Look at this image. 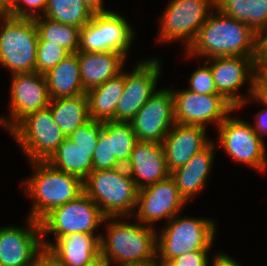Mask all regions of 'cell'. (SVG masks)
<instances>
[{
	"label": "cell",
	"mask_w": 267,
	"mask_h": 266,
	"mask_svg": "<svg viewBox=\"0 0 267 266\" xmlns=\"http://www.w3.org/2000/svg\"><path fill=\"white\" fill-rule=\"evenodd\" d=\"M200 28L186 56H256L257 33L244 22L230 18L215 8Z\"/></svg>",
	"instance_id": "cell-1"
},
{
	"label": "cell",
	"mask_w": 267,
	"mask_h": 266,
	"mask_svg": "<svg viewBox=\"0 0 267 266\" xmlns=\"http://www.w3.org/2000/svg\"><path fill=\"white\" fill-rule=\"evenodd\" d=\"M115 218L125 220L124 217H105L104 222L110 223L106 222V235L100 236V253L117 265L153 264L156 258V228Z\"/></svg>",
	"instance_id": "cell-2"
},
{
	"label": "cell",
	"mask_w": 267,
	"mask_h": 266,
	"mask_svg": "<svg viewBox=\"0 0 267 266\" xmlns=\"http://www.w3.org/2000/svg\"><path fill=\"white\" fill-rule=\"evenodd\" d=\"M35 171L23 183L33 205L28 216L40 221L52 209L74 200L84 192L83 181L74 175L59 171L47 162H30Z\"/></svg>",
	"instance_id": "cell-3"
},
{
	"label": "cell",
	"mask_w": 267,
	"mask_h": 266,
	"mask_svg": "<svg viewBox=\"0 0 267 266\" xmlns=\"http://www.w3.org/2000/svg\"><path fill=\"white\" fill-rule=\"evenodd\" d=\"M83 188L105 217H133L138 188L125 166L93 170L83 181Z\"/></svg>",
	"instance_id": "cell-4"
},
{
	"label": "cell",
	"mask_w": 267,
	"mask_h": 266,
	"mask_svg": "<svg viewBox=\"0 0 267 266\" xmlns=\"http://www.w3.org/2000/svg\"><path fill=\"white\" fill-rule=\"evenodd\" d=\"M0 25V64L12 75L36 72L39 35L34 19L1 15Z\"/></svg>",
	"instance_id": "cell-5"
},
{
	"label": "cell",
	"mask_w": 267,
	"mask_h": 266,
	"mask_svg": "<svg viewBox=\"0 0 267 266\" xmlns=\"http://www.w3.org/2000/svg\"><path fill=\"white\" fill-rule=\"evenodd\" d=\"M167 223L157 233L156 257H159L158 259L170 261L192 251L212 248L217 231L214 221L210 218L176 215Z\"/></svg>",
	"instance_id": "cell-6"
},
{
	"label": "cell",
	"mask_w": 267,
	"mask_h": 266,
	"mask_svg": "<svg viewBox=\"0 0 267 266\" xmlns=\"http://www.w3.org/2000/svg\"><path fill=\"white\" fill-rule=\"evenodd\" d=\"M9 133L29 162H46L66 138L49 108L29 113Z\"/></svg>",
	"instance_id": "cell-7"
},
{
	"label": "cell",
	"mask_w": 267,
	"mask_h": 266,
	"mask_svg": "<svg viewBox=\"0 0 267 266\" xmlns=\"http://www.w3.org/2000/svg\"><path fill=\"white\" fill-rule=\"evenodd\" d=\"M105 216L98 205L84 192L74 200L52 209L39 222L42 238L54 234L55 240L70 234H94Z\"/></svg>",
	"instance_id": "cell-8"
},
{
	"label": "cell",
	"mask_w": 267,
	"mask_h": 266,
	"mask_svg": "<svg viewBox=\"0 0 267 266\" xmlns=\"http://www.w3.org/2000/svg\"><path fill=\"white\" fill-rule=\"evenodd\" d=\"M215 8L216 0H171L159 20V40H183L187 50Z\"/></svg>",
	"instance_id": "cell-9"
},
{
	"label": "cell",
	"mask_w": 267,
	"mask_h": 266,
	"mask_svg": "<svg viewBox=\"0 0 267 266\" xmlns=\"http://www.w3.org/2000/svg\"><path fill=\"white\" fill-rule=\"evenodd\" d=\"M217 129L219 143L229 157L257 171L267 168L264 140L252 124L228 115Z\"/></svg>",
	"instance_id": "cell-10"
},
{
	"label": "cell",
	"mask_w": 267,
	"mask_h": 266,
	"mask_svg": "<svg viewBox=\"0 0 267 266\" xmlns=\"http://www.w3.org/2000/svg\"><path fill=\"white\" fill-rule=\"evenodd\" d=\"M161 63L157 58L141 60L134 70L125 72L123 94L117 103L114 121L131 122L137 112L157 92L156 84L161 74Z\"/></svg>",
	"instance_id": "cell-11"
},
{
	"label": "cell",
	"mask_w": 267,
	"mask_h": 266,
	"mask_svg": "<svg viewBox=\"0 0 267 266\" xmlns=\"http://www.w3.org/2000/svg\"><path fill=\"white\" fill-rule=\"evenodd\" d=\"M218 94L222 95L236 109L248 103L253 95L255 80V57L219 56L208 58ZM249 82L248 97L238 95L237 91Z\"/></svg>",
	"instance_id": "cell-12"
},
{
	"label": "cell",
	"mask_w": 267,
	"mask_h": 266,
	"mask_svg": "<svg viewBox=\"0 0 267 266\" xmlns=\"http://www.w3.org/2000/svg\"><path fill=\"white\" fill-rule=\"evenodd\" d=\"M186 201L179 194L173 178H167L138 189L136 210L133 216L143 225L153 227V223L165 219L170 221L179 215Z\"/></svg>",
	"instance_id": "cell-13"
},
{
	"label": "cell",
	"mask_w": 267,
	"mask_h": 266,
	"mask_svg": "<svg viewBox=\"0 0 267 266\" xmlns=\"http://www.w3.org/2000/svg\"><path fill=\"white\" fill-rule=\"evenodd\" d=\"M176 123L218 127L229 113L237 110L222 95L198 94L188 89L172 90Z\"/></svg>",
	"instance_id": "cell-14"
},
{
	"label": "cell",
	"mask_w": 267,
	"mask_h": 266,
	"mask_svg": "<svg viewBox=\"0 0 267 266\" xmlns=\"http://www.w3.org/2000/svg\"><path fill=\"white\" fill-rule=\"evenodd\" d=\"M10 116L0 117V124L8 132L29 113L48 108L50 97L44 74L21 73L11 75Z\"/></svg>",
	"instance_id": "cell-15"
},
{
	"label": "cell",
	"mask_w": 267,
	"mask_h": 266,
	"mask_svg": "<svg viewBox=\"0 0 267 266\" xmlns=\"http://www.w3.org/2000/svg\"><path fill=\"white\" fill-rule=\"evenodd\" d=\"M175 120L172 89L162 88L146 102L131 121L138 141L162 143Z\"/></svg>",
	"instance_id": "cell-16"
},
{
	"label": "cell",
	"mask_w": 267,
	"mask_h": 266,
	"mask_svg": "<svg viewBox=\"0 0 267 266\" xmlns=\"http://www.w3.org/2000/svg\"><path fill=\"white\" fill-rule=\"evenodd\" d=\"M26 227H0V266H30L43 249L40 222L28 217Z\"/></svg>",
	"instance_id": "cell-17"
},
{
	"label": "cell",
	"mask_w": 267,
	"mask_h": 266,
	"mask_svg": "<svg viewBox=\"0 0 267 266\" xmlns=\"http://www.w3.org/2000/svg\"><path fill=\"white\" fill-rule=\"evenodd\" d=\"M206 128L179 123L173 125L162 142L166 166L170 173L185 165L196 153L212 142L206 135Z\"/></svg>",
	"instance_id": "cell-18"
},
{
	"label": "cell",
	"mask_w": 267,
	"mask_h": 266,
	"mask_svg": "<svg viewBox=\"0 0 267 266\" xmlns=\"http://www.w3.org/2000/svg\"><path fill=\"white\" fill-rule=\"evenodd\" d=\"M125 168L138 189L170 175L162 143L154 141H137Z\"/></svg>",
	"instance_id": "cell-19"
},
{
	"label": "cell",
	"mask_w": 267,
	"mask_h": 266,
	"mask_svg": "<svg viewBox=\"0 0 267 266\" xmlns=\"http://www.w3.org/2000/svg\"><path fill=\"white\" fill-rule=\"evenodd\" d=\"M214 152L215 143L212 141L206 148L196 153L185 165L170 173L179 194L186 203L204 189L214 163Z\"/></svg>",
	"instance_id": "cell-20"
},
{
	"label": "cell",
	"mask_w": 267,
	"mask_h": 266,
	"mask_svg": "<svg viewBox=\"0 0 267 266\" xmlns=\"http://www.w3.org/2000/svg\"><path fill=\"white\" fill-rule=\"evenodd\" d=\"M101 235L77 233L60 237L55 243L43 239L42 243L65 266H85L100 253Z\"/></svg>",
	"instance_id": "cell-21"
},
{
	"label": "cell",
	"mask_w": 267,
	"mask_h": 266,
	"mask_svg": "<svg viewBox=\"0 0 267 266\" xmlns=\"http://www.w3.org/2000/svg\"><path fill=\"white\" fill-rule=\"evenodd\" d=\"M125 59L126 55L121 52H78L80 77L85 91L122 72Z\"/></svg>",
	"instance_id": "cell-22"
},
{
	"label": "cell",
	"mask_w": 267,
	"mask_h": 266,
	"mask_svg": "<svg viewBox=\"0 0 267 266\" xmlns=\"http://www.w3.org/2000/svg\"><path fill=\"white\" fill-rule=\"evenodd\" d=\"M44 76L50 100L86 94L80 77L78 52L67 56Z\"/></svg>",
	"instance_id": "cell-23"
},
{
	"label": "cell",
	"mask_w": 267,
	"mask_h": 266,
	"mask_svg": "<svg viewBox=\"0 0 267 266\" xmlns=\"http://www.w3.org/2000/svg\"><path fill=\"white\" fill-rule=\"evenodd\" d=\"M125 72L110 78L100 86L86 92L89 117L95 121H114L117 103L123 94Z\"/></svg>",
	"instance_id": "cell-24"
},
{
	"label": "cell",
	"mask_w": 267,
	"mask_h": 266,
	"mask_svg": "<svg viewBox=\"0 0 267 266\" xmlns=\"http://www.w3.org/2000/svg\"><path fill=\"white\" fill-rule=\"evenodd\" d=\"M53 168L84 181L93 171L92 150L78 147L68 137L46 161Z\"/></svg>",
	"instance_id": "cell-25"
},
{
	"label": "cell",
	"mask_w": 267,
	"mask_h": 266,
	"mask_svg": "<svg viewBox=\"0 0 267 266\" xmlns=\"http://www.w3.org/2000/svg\"><path fill=\"white\" fill-rule=\"evenodd\" d=\"M48 108L51 110L53 121L66 137L90 120L86 94L52 99Z\"/></svg>",
	"instance_id": "cell-26"
},
{
	"label": "cell",
	"mask_w": 267,
	"mask_h": 266,
	"mask_svg": "<svg viewBox=\"0 0 267 266\" xmlns=\"http://www.w3.org/2000/svg\"><path fill=\"white\" fill-rule=\"evenodd\" d=\"M216 8L256 33L267 27V0H216Z\"/></svg>",
	"instance_id": "cell-27"
},
{
	"label": "cell",
	"mask_w": 267,
	"mask_h": 266,
	"mask_svg": "<svg viewBox=\"0 0 267 266\" xmlns=\"http://www.w3.org/2000/svg\"><path fill=\"white\" fill-rule=\"evenodd\" d=\"M34 21L39 35L38 44H54L64 48L70 54L79 51L81 28L59 23L44 16L34 18Z\"/></svg>",
	"instance_id": "cell-28"
},
{
	"label": "cell",
	"mask_w": 267,
	"mask_h": 266,
	"mask_svg": "<svg viewBox=\"0 0 267 266\" xmlns=\"http://www.w3.org/2000/svg\"><path fill=\"white\" fill-rule=\"evenodd\" d=\"M133 31L129 22L117 12L102 13L103 52H121L127 56L135 36Z\"/></svg>",
	"instance_id": "cell-29"
},
{
	"label": "cell",
	"mask_w": 267,
	"mask_h": 266,
	"mask_svg": "<svg viewBox=\"0 0 267 266\" xmlns=\"http://www.w3.org/2000/svg\"><path fill=\"white\" fill-rule=\"evenodd\" d=\"M93 15L82 0H47L43 16L82 28L91 21Z\"/></svg>",
	"instance_id": "cell-30"
},
{
	"label": "cell",
	"mask_w": 267,
	"mask_h": 266,
	"mask_svg": "<svg viewBox=\"0 0 267 266\" xmlns=\"http://www.w3.org/2000/svg\"><path fill=\"white\" fill-rule=\"evenodd\" d=\"M109 139L112 157L126 166L138 141L131 122L109 121Z\"/></svg>",
	"instance_id": "cell-31"
},
{
	"label": "cell",
	"mask_w": 267,
	"mask_h": 266,
	"mask_svg": "<svg viewBox=\"0 0 267 266\" xmlns=\"http://www.w3.org/2000/svg\"><path fill=\"white\" fill-rule=\"evenodd\" d=\"M92 162L93 170H111L122 166L111 154L109 121L103 122V129L99 134Z\"/></svg>",
	"instance_id": "cell-32"
},
{
	"label": "cell",
	"mask_w": 267,
	"mask_h": 266,
	"mask_svg": "<svg viewBox=\"0 0 267 266\" xmlns=\"http://www.w3.org/2000/svg\"><path fill=\"white\" fill-rule=\"evenodd\" d=\"M78 52H103L102 13L94 14L91 21L80 29Z\"/></svg>",
	"instance_id": "cell-33"
},
{
	"label": "cell",
	"mask_w": 267,
	"mask_h": 266,
	"mask_svg": "<svg viewBox=\"0 0 267 266\" xmlns=\"http://www.w3.org/2000/svg\"><path fill=\"white\" fill-rule=\"evenodd\" d=\"M103 129V122L90 119L72 132L68 138L84 150H92V157L97 146L98 137Z\"/></svg>",
	"instance_id": "cell-34"
},
{
	"label": "cell",
	"mask_w": 267,
	"mask_h": 266,
	"mask_svg": "<svg viewBox=\"0 0 267 266\" xmlns=\"http://www.w3.org/2000/svg\"><path fill=\"white\" fill-rule=\"evenodd\" d=\"M70 53L54 44H37L36 72L45 74Z\"/></svg>",
	"instance_id": "cell-35"
},
{
	"label": "cell",
	"mask_w": 267,
	"mask_h": 266,
	"mask_svg": "<svg viewBox=\"0 0 267 266\" xmlns=\"http://www.w3.org/2000/svg\"><path fill=\"white\" fill-rule=\"evenodd\" d=\"M188 90L207 95H220L214 82L213 74L207 60L203 62V66L196 69L189 79Z\"/></svg>",
	"instance_id": "cell-36"
},
{
	"label": "cell",
	"mask_w": 267,
	"mask_h": 266,
	"mask_svg": "<svg viewBox=\"0 0 267 266\" xmlns=\"http://www.w3.org/2000/svg\"><path fill=\"white\" fill-rule=\"evenodd\" d=\"M22 2V3H21ZM47 0H19L17 5L7 14L18 18H37L44 15ZM42 11L41 15L37 14Z\"/></svg>",
	"instance_id": "cell-37"
},
{
	"label": "cell",
	"mask_w": 267,
	"mask_h": 266,
	"mask_svg": "<svg viewBox=\"0 0 267 266\" xmlns=\"http://www.w3.org/2000/svg\"><path fill=\"white\" fill-rule=\"evenodd\" d=\"M209 250H197L170 260L173 266H209Z\"/></svg>",
	"instance_id": "cell-38"
},
{
	"label": "cell",
	"mask_w": 267,
	"mask_h": 266,
	"mask_svg": "<svg viewBox=\"0 0 267 266\" xmlns=\"http://www.w3.org/2000/svg\"><path fill=\"white\" fill-rule=\"evenodd\" d=\"M30 266H65L61 261L49 251L44 248L34 257Z\"/></svg>",
	"instance_id": "cell-39"
},
{
	"label": "cell",
	"mask_w": 267,
	"mask_h": 266,
	"mask_svg": "<svg viewBox=\"0 0 267 266\" xmlns=\"http://www.w3.org/2000/svg\"><path fill=\"white\" fill-rule=\"evenodd\" d=\"M255 63H267V27L257 32Z\"/></svg>",
	"instance_id": "cell-40"
},
{
	"label": "cell",
	"mask_w": 267,
	"mask_h": 266,
	"mask_svg": "<svg viewBox=\"0 0 267 266\" xmlns=\"http://www.w3.org/2000/svg\"><path fill=\"white\" fill-rule=\"evenodd\" d=\"M255 122L253 128L255 132L262 138L263 135H267V107L259 111L255 115Z\"/></svg>",
	"instance_id": "cell-41"
},
{
	"label": "cell",
	"mask_w": 267,
	"mask_h": 266,
	"mask_svg": "<svg viewBox=\"0 0 267 266\" xmlns=\"http://www.w3.org/2000/svg\"><path fill=\"white\" fill-rule=\"evenodd\" d=\"M253 87H267V63H255Z\"/></svg>",
	"instance_id": "cell-42"
},
{
	"label": "cell",
	"mask_w": 267,
	"mask_h": 266,
	"mask_svg": "<svg viewBox=\"0 0 267 266\" xmlns=\"http://www.w3.org/2000/svg\"><path fill=\"white\" fill-rule=\"evenodd\" d=\"M213 263L212 266H241L235 259L228 256V254H216L215 257H213Z\"/></svg>",
	"instance_id": "cell-43"
},
{
	"label": "cell",
	"mask_w": 267,
	"mask_h": 266,
	"mask_svg": "<svg viewBox=\"0 0 267 266\" xmlns=\"http://www.w3.org/2000/svg\"><path fill=\"white\" fill-rule=\"evenodd\" d=\"M83 3L93 14L108 13L109 10L104 8V0H82Z\"/></svg>",
	"instance_id": "cell-44"
},
{
	"label": "cell",
	"mask_w": 267,
	"mask_h": 266,
	"mask_svg": "<svg viewBox=\"0 0 267 266\" xmlns=\"http://www.w3.org/2000/svg\"><path fill=\"white\" fill-rule=\"evenodd\" d=\"M252 98L267 107V87H253V95L250 99Z\"/></svg>",
	"instance_id": "cell-45"
},
{
	"label": "cell",
	"mask_w": 267,
	"mask_h": 266,
	"mask_svg": "<svg viewBox=\"0 0 267 266\" xmlns=\"http://www.w3.org/2000/svg\"><path fill=\"white\" fill-rule=\"evenodd\" d=\"M19 0H0V15H7Z\"/></svg>",
	"instance_id": "cell-46"
},
{
	"label": "cell",
	"mask_w": 267,
	"mask_h": 266,
	"mask_svg": "<svg viewBox=\"0 0 267 266\" xmlns=\"http://www.w3.org/2000/svg\"><path fill=\"white\" fill-rule=\"evenodd\" d=\"M111 265L112 264L105 258V256L99 253L95 258H93L85 266H111Z\"/></svg>",
	"instance_id": "cell-47"
},
{
	"label": "cell",
	"mask_w": 267,
	"mask_h": 266,
	"mask_svg": "<svg viewBox=\"0 0 267 266\" xmlns=\"http://www.w3.org/2000/svg\"><path fill=\"white\" fill-rule=\"evenodd\" d=\"M153 266H173V265L170 263V261H164L156 257L153 262Z\"/></svg>",
	"instance_id": "cell-48"
},
{
	"label": "cell",
	"mask_w": 267,
	"mask_h": 266,
	"mask_svg": "<svg viewBox=\"0 0 267 266\" xmlns=\"http://www.w3.org/2000/svg\"><path fill=\"white\" fill-rule=\"evenodd\" d=\"M115 266H153V264H133V265H115Z\"/></svg>",
	"instance_id": "cell-49"
}]
</instances>
